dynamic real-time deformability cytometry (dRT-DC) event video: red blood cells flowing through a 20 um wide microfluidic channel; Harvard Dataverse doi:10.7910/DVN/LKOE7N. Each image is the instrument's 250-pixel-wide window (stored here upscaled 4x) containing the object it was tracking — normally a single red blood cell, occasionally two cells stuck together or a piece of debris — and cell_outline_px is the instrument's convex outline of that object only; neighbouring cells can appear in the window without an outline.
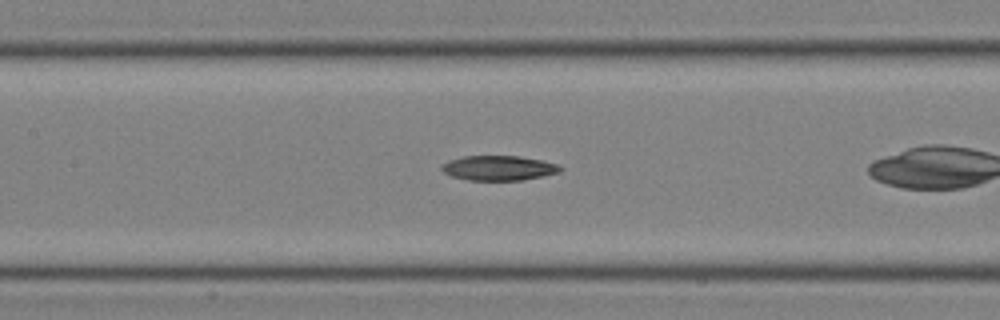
{"species": "common noctule bat (a hibernating species)", "species_latin": "Nyctalus noctula", "temperature_condition": "room temperature", "stored_images_in_passage": 14, "camera_frame_rate_fps": 3000, "um_per_image_px": 0.085, "animal": {"sex": "male", "body_mass_g": 19.0, "forearm_length_mm": 50.8}, "frame": {"image": 1, "passage_image": 10, "time_ms": 3.0, "image_size_px": [1000, 320], "cell_outline_px": [[564, 168], [560, 172], [544, 176], [524, 180], [468, 180], [452, 176], [444, 172], [440, 168], [440, 164], [448, 160], [464, 156], [520, 156], [544, 160], [560, 164]], "centroid_in_image_um": [42.43, 14.27], "position_along_channel_um": 165.0, "area_um2": 17.46}}